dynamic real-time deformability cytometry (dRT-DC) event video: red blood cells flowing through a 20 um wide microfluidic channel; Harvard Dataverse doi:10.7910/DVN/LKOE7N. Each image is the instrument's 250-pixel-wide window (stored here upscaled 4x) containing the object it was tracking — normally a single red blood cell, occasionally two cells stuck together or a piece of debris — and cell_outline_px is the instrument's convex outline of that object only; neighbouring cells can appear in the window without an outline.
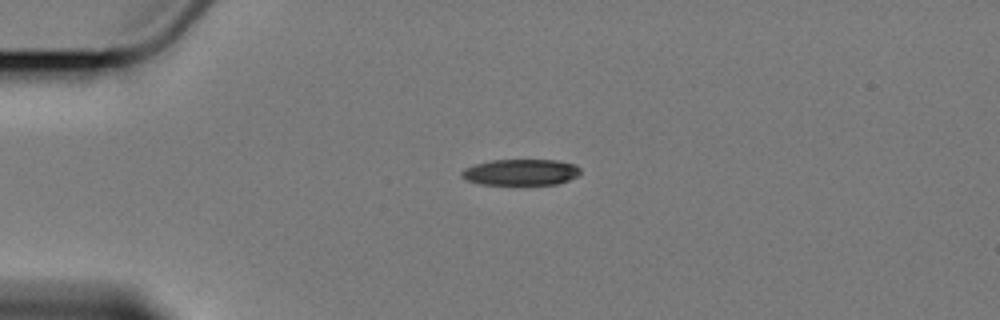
{"species": "Egyptian fruit bat (a non-hibernating species)", "species_latin": "Rousettus aegyptiacus", "temperature_condition": "cold", "stored_images_in_passage": 3, "camera_frame_rate_fps": 3000, "um_per_image_px": 0.085, "animal": {"sex": "female"}, "frame": {"image": 1, "passage_image": 1, "time_ms": 0.0, "image_size_px": [1000, 320], "cell_outline_px": [[580, 172], [576, 176], [568, 180], [556, 184], [480, 184], [464, 180], [460, 176], [460, 172], [464, 168], [476, 164], [492, 160], [556, 160], [576, 164], [580, 168]], "centroid_in_image_um": [44.23, 14.63], "position_along_channel_um": 40.8, "area_um2": 18.09}}
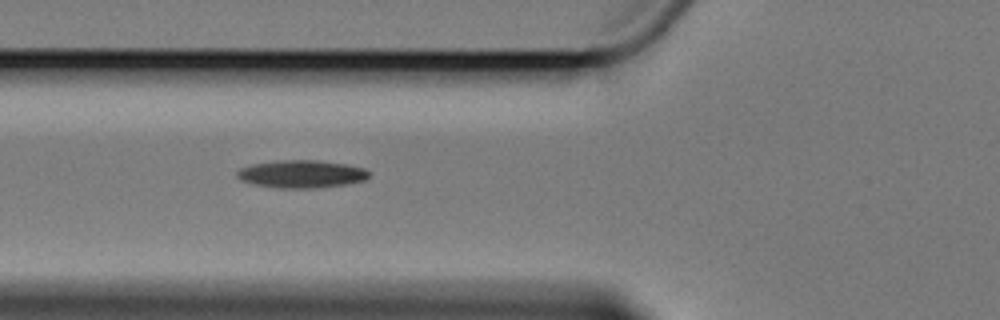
{"frame": {"image": 2, "passage_image": 3, "time_ms": 2.667, "image_size_px": [1000, 320], "cell_outline_px": [[368, 176], [364, 180], [348, 184], [316, 188], [276, 188], [252, 184], [240, 180], [236, 176], [236, 172], [240, 168], [252, 164], [276, 160], [316, 160], [348, 164], [364, 168], [368, 172]], "centroid_in_image_um": [25.59, 14.79], "position_along_channel_um": 100.2, "area_um2": 21.5}}